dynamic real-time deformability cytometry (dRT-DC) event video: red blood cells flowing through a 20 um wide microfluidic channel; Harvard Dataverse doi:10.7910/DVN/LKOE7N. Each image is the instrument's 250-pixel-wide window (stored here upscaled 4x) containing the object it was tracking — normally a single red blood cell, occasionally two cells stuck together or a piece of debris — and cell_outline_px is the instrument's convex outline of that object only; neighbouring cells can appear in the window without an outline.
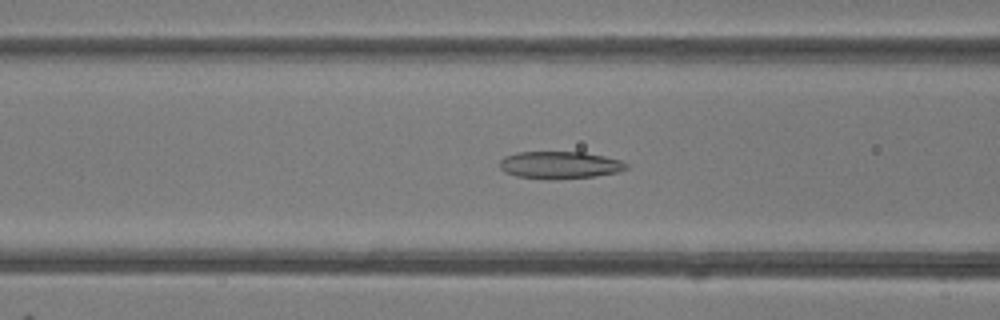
{"species": "common noctule bat (a hibernating species)", "species_latin": "Nyctalus noctula", "temperature_condition": "room temperature", "stored_images_in_passage": 43, "camera_frame_rate_fps": 3000, "um_per_image_px": 0.085, "animal": {"sex": "female"}, "frame": {"image": 1, "passage_image": 14, "time_ms": 4.333, "image_size_px": [1000, 320], "cell_outline_px": [[628, 168], [616, 172], [596, 176], [556, 180], [544, 180], [516, 176], [504, 172], [500, 168], [500, 160], [504, 156], [516, 152], [584, 152], [604, 156], [620, 160], [628, 164]], "centroid_in_image_um": [47.55, 14.04], "position_along_channel_um": 119.1, "area_um2": 20.46}}
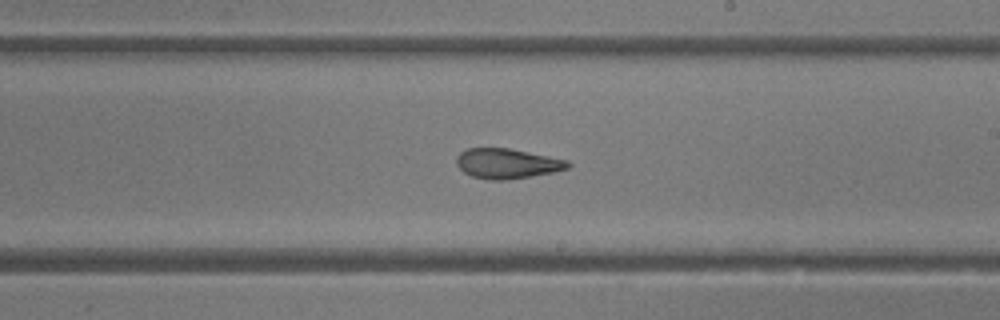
{"frame": {"image": 2, "passage_image": 23, "time_ms": 7.333, "image_size_px": [1000, 320], "cell_outline_px": [[572, 164], [568, 168], [552, 172], [504, 180], [492, 180], [472, 176], [464, 172], [456, 164], [456, 156], [460, 152], [468, 148], [508, 148], [568, 160]], "centroid_in_image_um": [43.08, 13.89], "position_along_channel_um": 245.9, "area_um2": 19.25}}
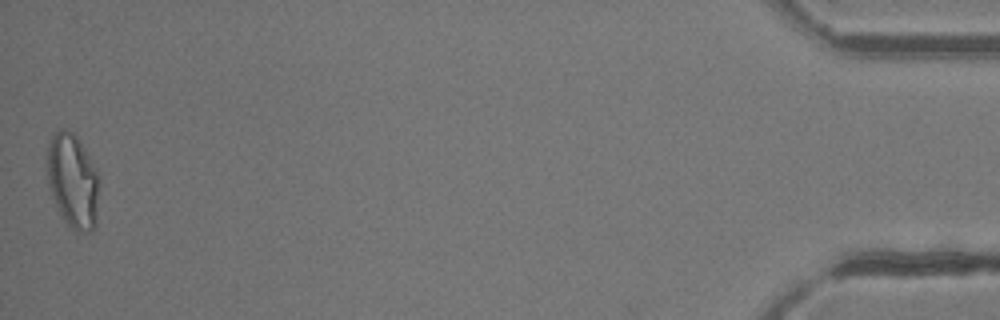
{"frame": {"image": 3, "passage_image": 43, "time_ms": 14.0, "image_size_px": [1000, 320], "cell_outline_px": [[100, 180], [96, 224], [92, 232], [76, 232], [64, 220], [52, 196], [48, 184], [48, 144], [52, 136], [60, 128], [64, 128], [72, 132], [76, 136], [96, 172]], "centroid_in_image_um": [6.2, 15.42], "position_along_channel_um": 429.0, "area_um2": 28.26}, "authors_computed_cell_mechanics": {"area_um2": 21.9062, "velocity_mm_per_s": 4.2334, "shape_relaxation_time_tau1_ms": null, "shape_relaxation_time_tau2_ms": 2.6176, "deformation_change_tau1": null, "deformation_change_tau2": 0.1157}}